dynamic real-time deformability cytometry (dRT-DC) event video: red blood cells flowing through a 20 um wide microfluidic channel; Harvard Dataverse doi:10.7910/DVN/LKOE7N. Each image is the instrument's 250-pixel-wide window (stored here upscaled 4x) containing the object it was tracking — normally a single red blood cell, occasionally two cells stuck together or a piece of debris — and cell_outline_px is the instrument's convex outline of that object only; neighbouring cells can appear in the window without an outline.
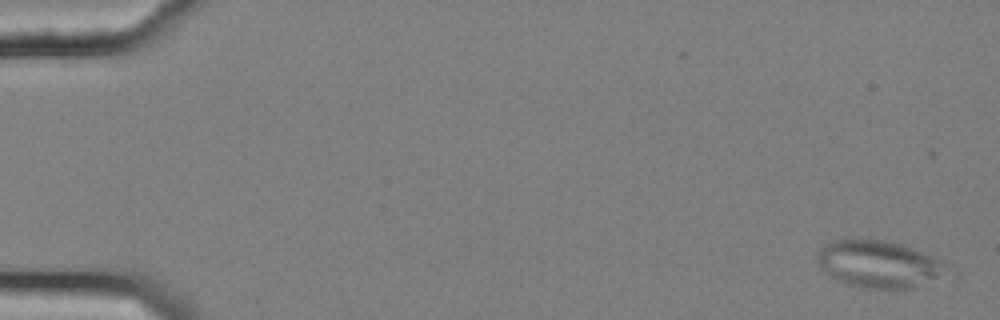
{"species": "common noctule bat (a hibernating species)", "species_latin": "Nyctalus noctula", "temperature_condition": "cold", "stored_images_in_passage": 56, "camera_frame_rate_fps": 3000, "um_per_image_px": 0.085, "animal": {"sex": "female", "body_mass_g": 25.1}, "frame": {"image": 1, "passage_image": 2, "time_ms": 0.333, "image_size_px": [1000, 320], "cell_outline_px": [[960, 276], [952, 280], [912, 288], [860, 288], [836, 280], [824, 272], [820, 268], [816, 260], [816, 252], [832, 240], [884, 240], [904, 244], [948, 264], [956, 268]], "centroid_in_image_um": [74.95, 22.51], "position_along_channel_um": 10.1, "area_um2": 37.4}}
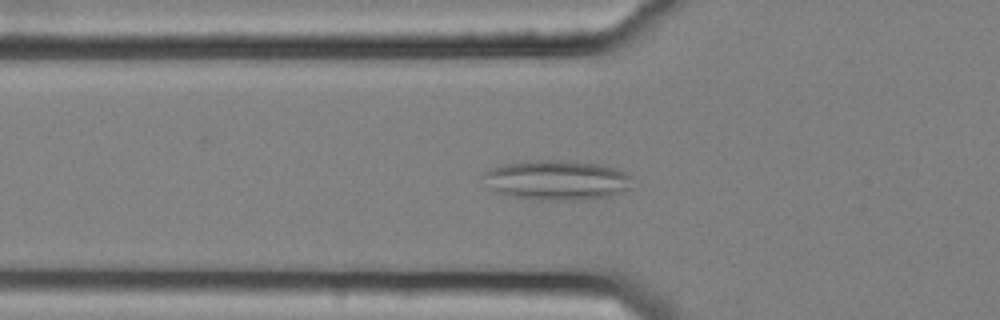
{"frame": {"image": 2, "passage_image": 20, "time_ms": 6.333, "image_size_px": [1000, 320], "cell_outline_px": [[632, 188], [608, 196], [576, 200], [540, 200], [504, 196], [496, 192], [480, 176], [488, 168], [504, 164], [524, 160], [560, 160], [596, 164], [616, 168], [632, 176]], "centroid_in_image_um": [47.28, 15.31], "position_along_channel_um": 78.5, "area_um2": 34.91}}
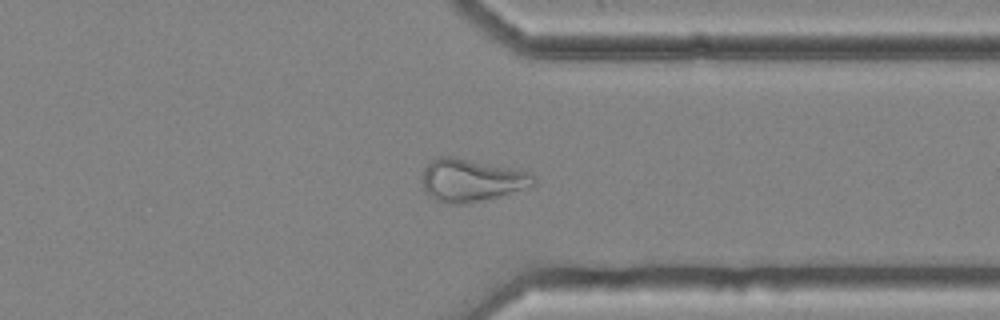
{"frame": {"image": 3, "passage_image": 44, "time_ms": 14.333, "image_size_px": [1000, 320], "cell_outline_px": [[536, 188], [464, 204], [448, 204], [436, 200], [424, 192], [424, 168], [436, 156], [452, 156], [528, 172], [536, 176]], "centroid_in_image_um": [40.14, 15.34], "position_along_channel_um": 371.3, "area_um2": 27.86}}